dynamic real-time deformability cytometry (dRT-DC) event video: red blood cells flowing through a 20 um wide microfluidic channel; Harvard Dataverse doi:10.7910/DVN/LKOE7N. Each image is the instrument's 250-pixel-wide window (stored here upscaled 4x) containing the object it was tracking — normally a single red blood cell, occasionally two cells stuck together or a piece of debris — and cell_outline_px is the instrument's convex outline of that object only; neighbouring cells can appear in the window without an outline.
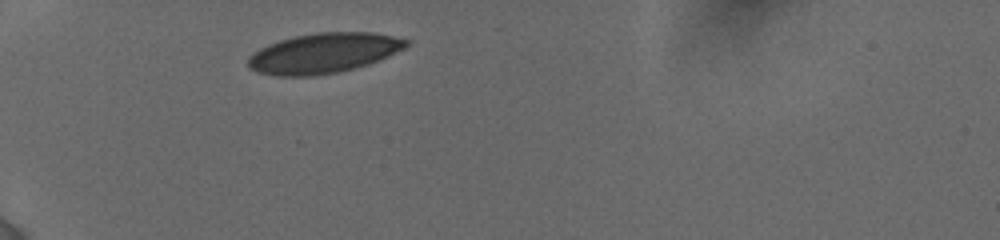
{"species": "human", "species_latin": "Homo sapiens", "temperature_condition": "cold", "stored_images_in_passage": 6, "camera_frame_rate_fps": 3000, "um_per_image_px": 0.085, "donor": {"sex": "female"}, "frame": {"image": 1, "passage_image": 1, "time_ms": 0.0, "image_size_px": [1000, 240], "cell_outline_px": [[408, 44], [404, 48], [380, 60], [368, 64], [336, 72], [312, 76], [276, 76], [256, 72], [248, 68], [248, 56], [252, 52], [268, 44], [292, 36], [316, 32], [372, 32], [392, 36], [408, 40]], "centroid_in_image_um": [27.45, 4.51], "position_along_channel_um": 57.6, "area_um2": 36.93}}
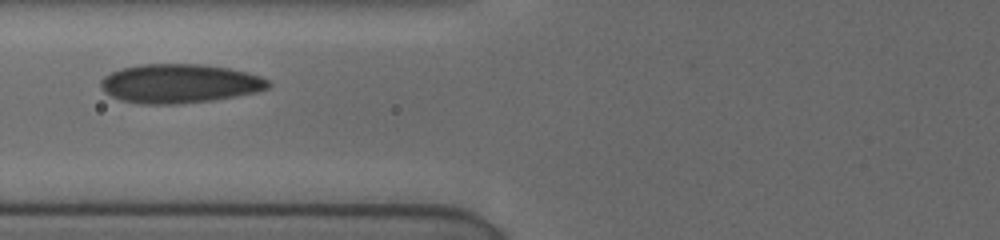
{"frame": {"image": 2, "passage_image": 4, "time_ms": 2.0, "image_size_px": [1000, 240], "cell_outline_px": [[272, 84], [268, 88], [256, 92], [212, 100], [176, 104], [144, 104], [120, 100], [104, 92], [100, 88], [100, 80], [104, 76], [120, 68], [140, 64], [200, 64], [228, 68], [248, 72], [260, 76], [268, 80]], "centroid_in_image_um": [15.24, 7.09], "position_along_channel_um": 110.6, "area_um2": 38.15}}
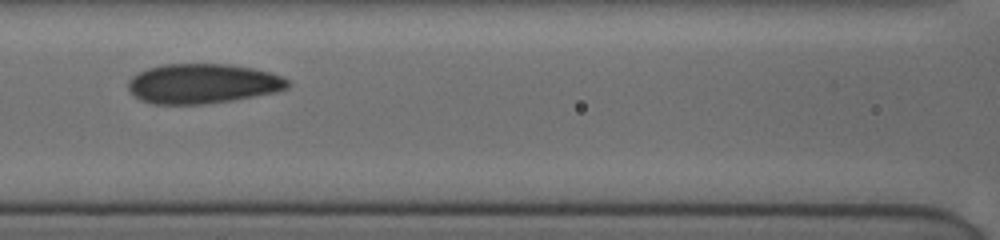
{"frame": {"image": 3, "passage_image": 5, "time_ms": 3.0, "image_size_px": [1000, 240], "cell_outline_px": [[292, 84], [288, 88], [276, 92], [232, 100], [204, 104], [152, 104], [140, 100], [128, 88], [128, 80], [132, 76], [148, 68], [164, 64], [228, 64], [252, 68], [268, 72], [280, 76], [288, 80]], "centroid_in_image_um": [17.23, 7.11], "position_along_channel_um": 149.4, "area_um2": 36.88}}